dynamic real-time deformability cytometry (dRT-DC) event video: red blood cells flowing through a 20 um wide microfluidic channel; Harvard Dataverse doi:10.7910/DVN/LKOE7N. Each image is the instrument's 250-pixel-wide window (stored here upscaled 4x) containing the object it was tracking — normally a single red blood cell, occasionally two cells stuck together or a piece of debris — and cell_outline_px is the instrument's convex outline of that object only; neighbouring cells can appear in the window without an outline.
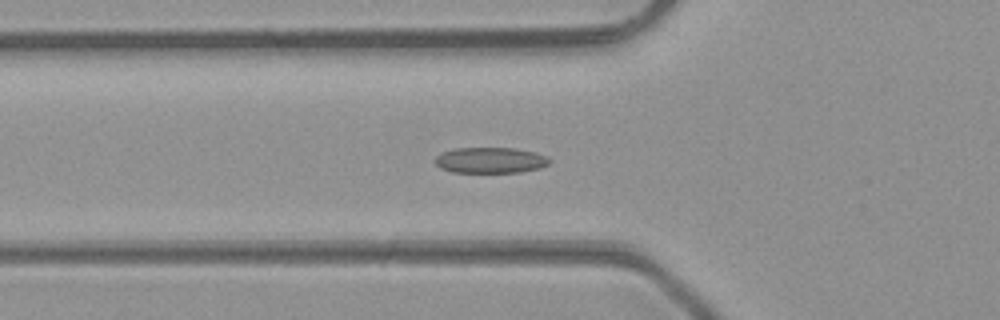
{"species": "common noctule bat (a hibernating species)", "species_latin": "Nyctalus noctula", "temperature_condition": "room temperature", "stored_images_in_passage": 40, "camera_frame_rate_fps": 3000, "um_per_image_px": 0.085, "animal": {"sex": "male", "body_mass_g": 23.1, "forearm_length_mm": 52.7}, "frame": {"image": 1, "passage_image": 9, "time_ms": 2.667, "image_size_px": [1000, 320], "cell_outline_px": [[552, 160], [548, 164], [540, 168], [520, 172], [452, 172], [440, 168], [436, 164], [436, 156], [444, 152], [456, 148], [516, 148], [536, 152], [548, 156]], "centroid_in_image_um": [41.74, 13.62], "position_along_channel_um": 84.1, "area_um2": 17.22}}
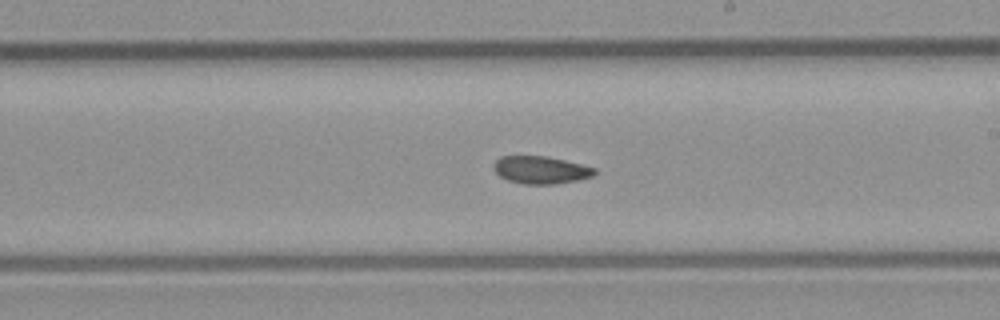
{"frame": {"image": 2, "passage_image": 20, "time_ms": 6.333, "image_size_px": [1000, 320], "cell_outline_px": [[596, 172], [592, 176], [576, 180], [556, 184], [524, 184], [508, 180], [500, 176], [492, 168], [492, 164], [500, 156], [544, 156], [564, 160], [596, 168]], "centroid_in_image_um": [45.93, 14.44], "position_along_channel_um": 243.1, "area_um2": 16.13}}
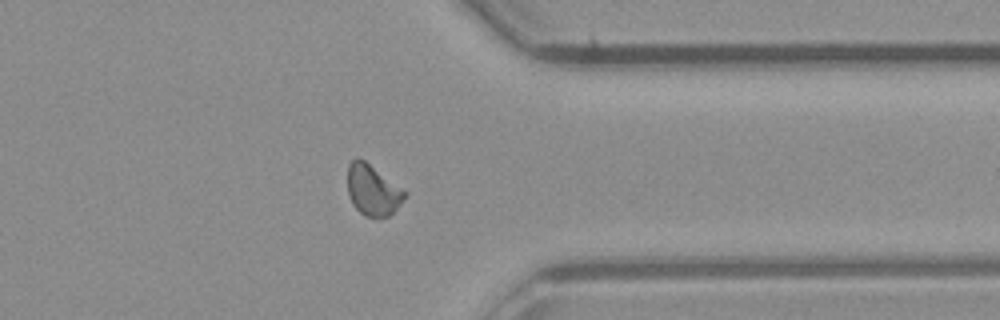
{"frame": {"image": 3, "passage_image": 30, "time_ms": 9.667, "image_size_px": [1000, 320], "cell_outline_px": [[408, 196], [388, 216], [364, 216], [352, 204], [348, 192], [348, 164], [356, 156], [364, 160], [408, 192]], "centroid_in_image_um": [31.69, 16.14], "position_along_channel_um": 379.7, "area_um2": 16.82}, "authors_computed_cell_mechanics": {"area_um2": 16.7042, "velocity_mm_per_s": 4.3095, "shape_relaxation_time_tau1_ms": 6.542, "shape_relaxation_time_tau2_ms": 9.1989, "deformation_change_tau1": 0.1295, "deformation_change_tau2": 0.144}}